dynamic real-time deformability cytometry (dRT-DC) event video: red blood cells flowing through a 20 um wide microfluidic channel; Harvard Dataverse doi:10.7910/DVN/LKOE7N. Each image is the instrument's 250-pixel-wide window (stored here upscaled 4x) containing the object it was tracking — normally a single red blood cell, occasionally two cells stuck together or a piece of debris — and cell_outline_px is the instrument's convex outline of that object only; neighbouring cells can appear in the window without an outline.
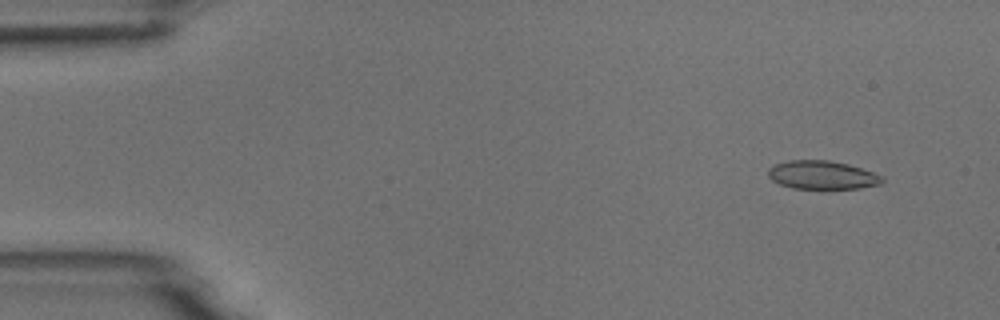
{"species": "common noctule bat (a hibernating species)", "species_latin": "Nyctalus noctula", "temperature_condition": "room temperature", "stored_images_in_passage": 5, "camera_frame_rate_fps": 3000, "um_per_image_px": 0.085, "animal": {"sex": "male", "body_mass_g": 18.8}, "frame": {"image": 1, "passage_image": 2, "time_ms": 1.333, "image_size_px": [1000, 320], "cell_outline_px": [[884, 180], [880, 184], [860, 188], [792, 188], [780, 184], [772, 180], [768, 176], [768, 168], [776, 164], [788, 160], [828, 160], [848, 164], [884, 176]], "centroid_in_image_um": [69.88, 14.87], "position_along_channel_um": 15.1, "area_um2": 18.79}}